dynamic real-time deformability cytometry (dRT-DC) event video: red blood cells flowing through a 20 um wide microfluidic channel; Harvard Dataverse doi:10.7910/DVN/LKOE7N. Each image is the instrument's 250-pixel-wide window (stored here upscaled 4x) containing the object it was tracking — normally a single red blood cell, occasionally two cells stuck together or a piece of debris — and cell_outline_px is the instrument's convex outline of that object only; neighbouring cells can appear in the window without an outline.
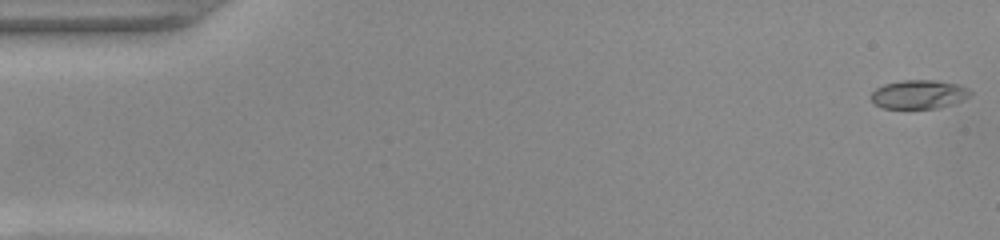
{"species": "common noctule bat (a hibernating species)", "species_latin": "Nyctalus noctula", "temperature_condition": "warm", "stored_images_in_passage": 52, "camera_frame_rate_fps": 3000, "um_per_image_px": 0.085, "animal": {"sex": "female", "body_mass_g": 22.0, "forearm_length_mm": 56.7}, "frame": {"image": 1, "passage_image": 1, "time_ms": 0.0, "image_size_px": [1000, 240], "cell_outline_px": [[972, 92], [968, 96], [952, 104], [936, 108], [884, 108], [876, 104], [872, 100], [872, 92], [876, 88], [884, 84], [900, 80], [936, 80], [960, 84], [968, 88]], "centroid_in_image_um": [78.11, 8.0], "position_along_channel_um": 6.9, "area_um2": 16.53}}
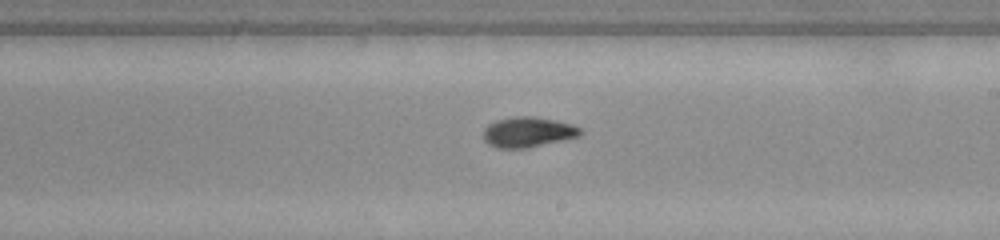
{"frame": {"image": 2, "passage_image": 30, "time_ms": 9.667, "image_size_px": [1000, 240], "cell_outline_px": [[584, 132], [580, 136], [524, 148], [496, 148], [488, 144], [484, 140], [484, 128], [488, 124], [496, 120], [512, 116], [532, 116], [572, 124], [580, 128]], "centroid_in_image_um": [44.85, 11.22], "position_along_channel_um": 244.2, "area_um2": 16.99}}
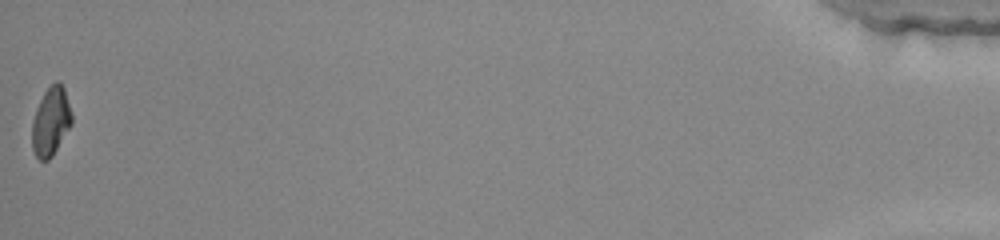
{"frame": {"image": 3, "passage_image": 52, "time_ms": 17.0, "image_size_px": [1000, 240], "cell_outline_px": [[72, 124], [52, 156], [48, 160], [40, 160], [36, 156], [32, 148], [32, 120], [36, 108], [44, 92], [56, 80], [60, 80], [64, 88], [72, 112]], "centroid_in_image_um": [4.33, 10.3], "position_along_channel_um": 430.9, "area_um2": 15.95}, "authors_computed_cell_mechanics": {"area_um2": 16.5019, "velocity_mm_per_s": 3.9367, "shape_relaxation_time_tau1_ms": 6.2679, "shape_relaxation_time_tau2_ms": 2.6232, "deformation_change_tau1": 0.239, "deformation_change_tau2": 0.0612}}